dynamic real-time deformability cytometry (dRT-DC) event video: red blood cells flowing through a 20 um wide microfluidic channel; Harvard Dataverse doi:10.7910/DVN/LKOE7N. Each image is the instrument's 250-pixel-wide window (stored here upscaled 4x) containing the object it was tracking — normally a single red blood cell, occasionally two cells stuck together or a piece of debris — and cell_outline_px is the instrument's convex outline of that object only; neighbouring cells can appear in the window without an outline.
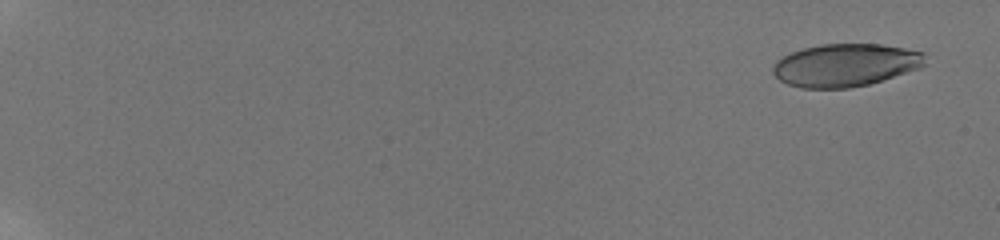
{"species": "human", "species_latin": "Homo sapiens", "temperature_condition": "room temperature", "stored_images_in_passage": 11, "camera_frame_rate_fps": 3000, "um_per_image_px": 0.085, "donor": {"sex": "male"}, "frame": {"image": 1, "passage_image": 2, "time_ms": 0.667, "image_size_px": [1000, 240], "cell_outline_px": [[924, 64], [920, 68], [868, 84], [848, 88], [800, 88], [788, 84], [780, 80], [772, 72], [772, 68], [776, 60], [792, 52], [804, 48], [820, 44], [880, 44], [904, 48], [924, 52]], "centroid_in_image_um": [71.84, 5.53], "position_along_channel_um": 13.2, "area_um2": 37.74}}
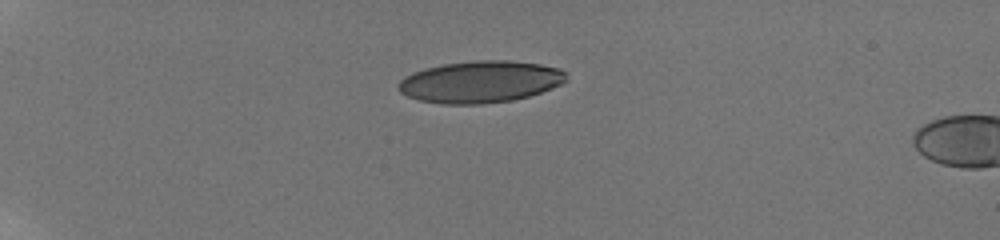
{"frame": {"image": 2, "passage_image": 9, "time_ms": 5.667, "image_size_px": [1000, 240], "cell_outline_px": [[568, 80], [552, 88], [528, 96], [512, 100], [480, 104], [444, 104], [420, 100], [408, 96], [400, 92], [396, 88], [396, 84], [404, 76], [412, 72], [424, 68], [444, 64], [476, 60], [508, 60], [540, 64], [560, 68], [568, 72]], "centroid_in_image_um": [40.82, 6.94], "position_along_channel_um": 44.2, "area_um2": 41.21}}